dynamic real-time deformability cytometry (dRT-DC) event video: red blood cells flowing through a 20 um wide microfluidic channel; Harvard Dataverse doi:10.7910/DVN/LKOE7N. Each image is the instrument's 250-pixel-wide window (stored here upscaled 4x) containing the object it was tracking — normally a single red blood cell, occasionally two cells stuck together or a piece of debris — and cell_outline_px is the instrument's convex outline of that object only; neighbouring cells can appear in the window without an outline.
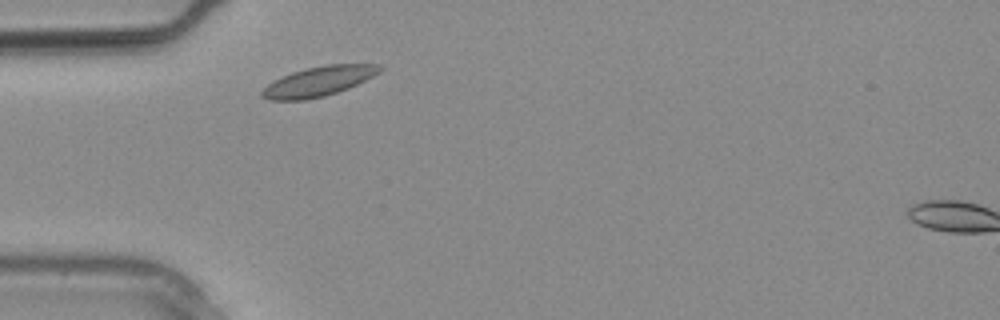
{"species": "common noctule bat (a hibernating species)", "species_latin": "Nyctalus noctula", "temperature_condition": "warm", "stored_images_in_passage": 3, "camera_frame_rate_fps": 3000, "um_per_image_px": 0.085, "animal": {"sex": "male", "body_mass_g": 20.4}, "frame": {"image": 1, "passage_image": 2, "time_ms": 0.333, "image_size_px": [1000, 320], "cell_outline_px": [[384, 68], [380, 72], [348, 88], [324, 96], [304, 100], [268, 100], [260, 96], [260, 92], [268, 84], [292, 72], [308, 68], [328, 64], [380, 64]], "centroid_in_image_um": [27.08, 6.92], "position_along_channel_um": 57.9, "area_um2": 20.11}}